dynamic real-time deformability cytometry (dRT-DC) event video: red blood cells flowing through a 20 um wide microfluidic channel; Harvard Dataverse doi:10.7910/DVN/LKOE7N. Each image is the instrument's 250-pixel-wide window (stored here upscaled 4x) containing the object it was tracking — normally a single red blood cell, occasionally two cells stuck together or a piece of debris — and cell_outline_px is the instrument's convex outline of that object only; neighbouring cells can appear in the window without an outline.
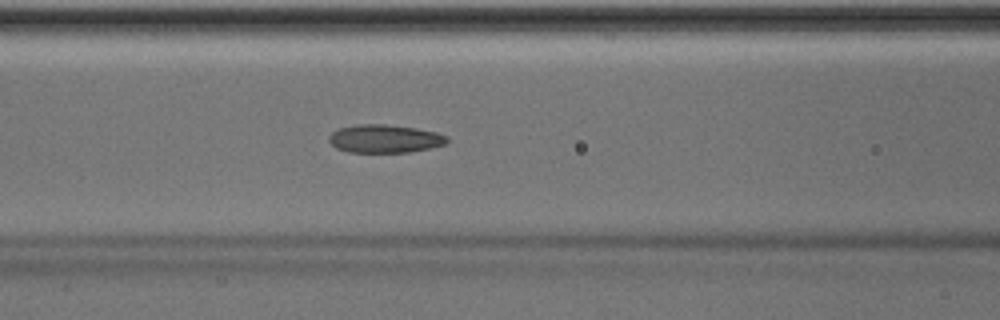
{"species": "Egyptian fruit bat (a non-hibernating species)", "species_latin": "Rousettus aegyptiacus", "temperature_condition": "room temperature", "stored_images_in_passage": 42, "camera_frame_rate_fps": 3000, "um_per_image_px": 0.085, "animal": {"sex": "male"}, "frame": {"image": 1, "passage_image": 13, "time_ms": 4.0, "image_size_px": [1000, 320], "cell_outline_px": [[448, 140], [444, 144], [412, 152], [348, 152], [336, 148], [328, 140], [328, 136], [332, 132], [340, 128], [356, 124], [384, 124], [416, 128], [436, 132], [448, 136]], "centroid_in_image_um": [32.68, 11.79], "position_along_channel_um": 133.9, "area_um2": 19.36}}
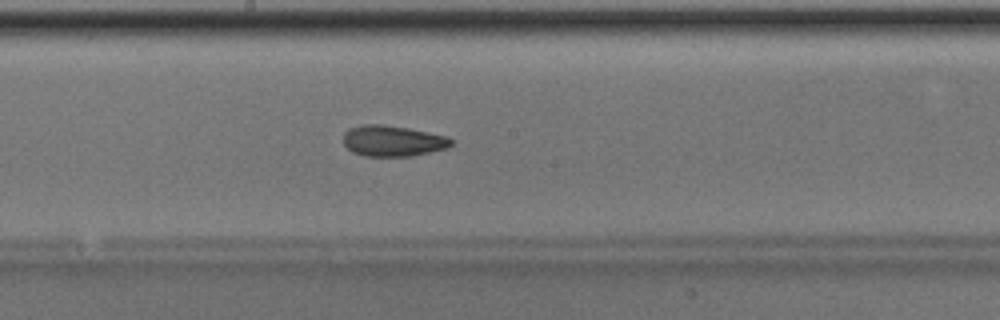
{"frame": {"image": 2, "passage_image": 19, "time_ms": 6.0, "image_size_px": [1000, 320], "cell_outline_px": [[456, 140], [448, 148], [412, 156], [364, 156], [352, 152], [344, 144], [344, 132], [348, 128], [364, 124], [384, 124], [408, 128], [448, 136]], "centroid_in_image_um": [33.41, 11.97], "position_along_channel_um": 214.8, "area_um2": 19.65}, "authors_computed_cell_mechanics": {"area_um2": 19.363, "velocity_mm_per_s": 4.0564, "shape_relaxation_time_tau1_ms": null, "shape_relaxation_time_tau2_ms": 2.3875, "deformation_change_tau1": null, "deformation_change_tau2": 0.0803}}